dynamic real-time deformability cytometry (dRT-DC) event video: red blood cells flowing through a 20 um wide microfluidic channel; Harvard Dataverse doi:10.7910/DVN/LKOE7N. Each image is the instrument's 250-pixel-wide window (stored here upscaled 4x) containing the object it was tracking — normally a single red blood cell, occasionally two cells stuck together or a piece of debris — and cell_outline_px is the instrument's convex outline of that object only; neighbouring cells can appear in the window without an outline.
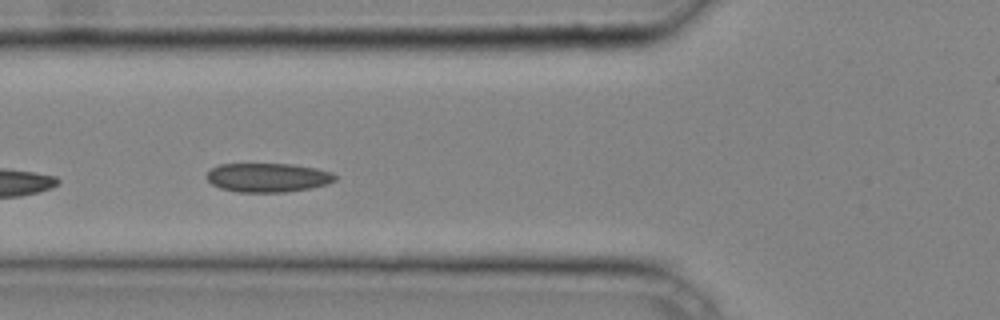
{"species": "common noctule bat (a hibernating species)", "species_latin": "Nyctalus noctula", "temperature_condition": "cold", "stored_images_in_passage": 6, "camera_frame_rate_fps": 3000, "um_per_image_px": 0.085, "animal": {"sex": "male", "body_mass_g": 20.4}, "frame": {"image": 1, "passage_image": 4, "time_ms": 1.0, "image_size_px": [1000, 320], "cell_outline_px": [[336, 180], [328, 184], [312, 188], [284, 192], [236, 192], [220, 188], [212, 184], [204, 176], [212, 168], [220, 164], [292, 164], [316, 168], [332, 172], [336, 176]], "centroid_in_image_um": [22.77, 15.09], "position_along_channel_um": 103.0, "area_um2": 21.85}}